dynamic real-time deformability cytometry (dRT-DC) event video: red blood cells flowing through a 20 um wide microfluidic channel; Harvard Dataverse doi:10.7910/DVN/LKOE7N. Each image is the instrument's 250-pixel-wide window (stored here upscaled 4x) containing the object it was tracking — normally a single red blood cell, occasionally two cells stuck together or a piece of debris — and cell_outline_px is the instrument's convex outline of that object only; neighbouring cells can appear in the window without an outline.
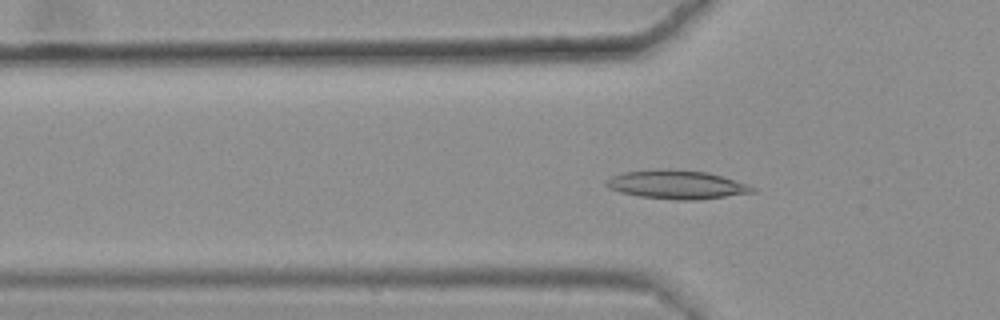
{"species": "common noctule bat (a hibernating species)", "species_latin": "Nyctalus noctula", "temperature_condition": "warm", "stored_images_in_passage": 46, "camera_frame_rate_fps": 3000, "um_per_image_px": 0.085, "animal": {"sex": "female", "body_mass_g": 25.1}, "frame": {"image": 1, "passage_image": 17, "time_ms": 5.333, "image_size_px": [1000, 320], "cell_outline_px": [[756, 192], [696, 200], [676, 200], [640, 196], [620, 192], [608, 188], [604, 184], [612, 176], [624, 172], [708, 172], [748, 184], [756, 188]], "centroid_in_image_um": [57.58, 15.75], "position_along_channel_um": 68.2, "area_um2": 23.18}}
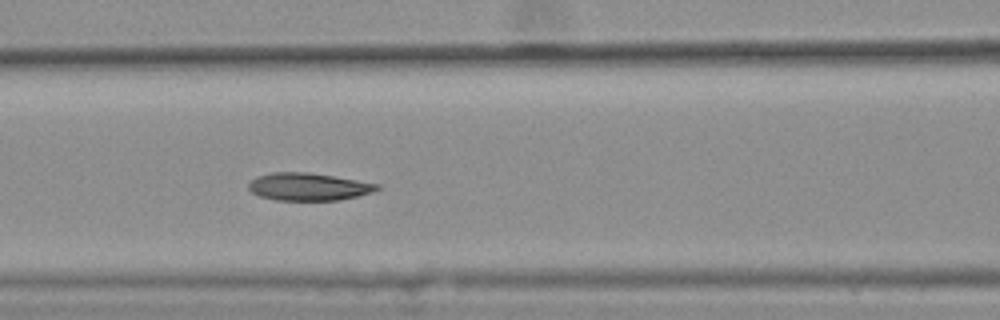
{"frame": {"image": 2, "passage_image": 23, "time_ms": 7.333, "image_size_px": [1000, 320], "cell_outline_px": [[380, 188], [372, 192], [340, 200], [276, 200], [260, 196], [252, 192], [248, 188], [248, 184], [256, 176], [272, 172], [308, 172], [380, 184]], "centroid_in_image_um": [26.19, 15.87], "position_along_channel_um": 140.4, "area_um2": 20.52}}
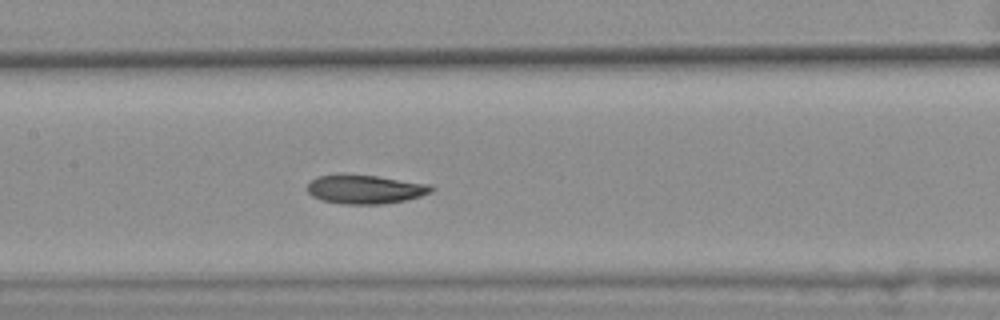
{"frame": {"image": 3, "passage_image": 26, "time_ms": 8.333, "image_size_px": [1000, 320], "cell_outline_px": [[436, 188], [432, 192], [420, 196], [404, 200], [384, 204], [340, 204], [320, 200], [312, 196], [308, 192], [308, 184], [316, 176], [376, 176], [428, 184]], "centroid_in_image_um": [31.05, 16.12], "position_along_channel_um": 176.3, "area_um2": 20.4}, "authors_computed_cell_mechanics": {"area_um2": 21.4727, "velocity_mm_per_s": 3.6173, "shape_relaxation_time_tau1_ms": 9.2742, "shape_relaxation_time_tau2_ms": 2.0827, "deformation_change_tau1": 0.2122, "deformation_change_tau2": 0.075}}